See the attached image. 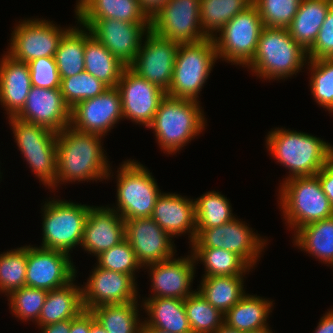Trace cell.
<instances>
[{"instance_id":"6da1fadb","label":"cell","mask_w":333,"mask_h":333,"mask_svg":"<svg viewBox=\"0 0 333 333\" xmlns=\"http://www.w3.org/2000/svg\"><path fill=\"white\" fill-rule=\"evenodd\" d=\"M102 136L79 132L70 126L57 132V177L60 184L110 179L111 167L102 147Z\"/></svg>"},{"instance_id":"7a4b0ae2","label":"cell","mask_w":333,"mask_h":333,"mask_svg":"<svg viewBox=\"0 0 333 333\" xmlns=\"http://www.w3.org/2000/svg\"><path fill=\"white\" fill-rule=\"evenodd\" d=\"M266 148L274 160L287 170V181L316 175L333 156V145L305 132L275 128L266 136Z\"/></svg>"},{"instance_id":"3957f363","label":"cell","mask_w":333,"mask_h":333,"mask_svg":"<svg viewBox=\"0 0 333 333\" xmlns=\"http://www.w3.org/2000/svg\"><path fill=\"white\" fill-rule=\"evenodd\" d=\"M200 102L166 95L160 102L152 124L157 144L166 154L179 152L199 136L206 127V117Z\"/></svg>"},{"instance_id":"277c9868","label":"cell","mask_w":333,"mask_h":333,"mask_svg":"<svg viewBox=\"0 0 333 333\" xmlns=\"http://www.w3.org/2000/svg\"><path fill=\"white\" fill-rule=\"evenodd\" d=\"M307 51L291 36L287 28L264 27L253 59L245 66L264 80L288 79L307 64Z\"/></svg>"},{"instance_id":"5b68a950","label":"cell","mask_w":333,"mask_h":333,"mask_svg":"<svg viewBox=\"0 0 333 333\" xmlns=\"http://www.w3.org/2000/svg\"><path fill=\"white\" fill-rule=\"evenodd\" d=\"M278 199L285 224L294 233L312 222L333 216V206L317 175L295 177L280 183Z\"/></svg>"},{"instance_id":"8992f818","label":"cell","mask_w":333,"mask_h":333,"mask_svg":"<svg viewBox=\"0 0 333 333\" xmlns=\"http://www.w3.org/2000/svg\"><path fill=\"white\" fill-rule=\"evenodd\" d=\"M216 60L218 58L213 38L179 44L172 81L166 95L200 102V92Z\"/></svg>"},{"instance_id":"52a82bcc","label":"cell","mask_w":333,"mask_h":333,"mask_svg":"<svg viewBox=\"0 0 333 333\" xmlns=\"http://www.w3.org/2000/svg\"><path fill=\"white\" fill-rule=\"evenodd\" d=\"M116 175L115 210L124 220L148 218L162 193L149 169L131 158L122 162Z\"/></svg>"},{"instance_id":"ba28073f","label":"cell","mask_w":333,"mask_h":333,"mask_svg":"<svg viewBox=\"0 0 333 333\" xmlns=\"http://www.w3.org/2000/svg\"><path fill=\"white\" fill-rule=\"evenodd\" d=\"M9 118L15 143L31 172L48 189H55L57 177V132L47 127L22 121L14 116Z\"/></svg>"},{"instance_id":"9c48e42d","label":"cell","mask_w":333,"mask_h":333,"mask_svg":"<svg viewBox=\"0 0 333 333\" xmlns=\"http://www.w3.org/2000/svg\"><path fill=\"white\" fill-rule=\"evenodd\" d=\"M52 199L41 208L43 239L39 247L70 254L82 243L84 223L92 206Z\"/></svg>"},{"instance_id":"30bf717a","label":"cell","mask_w":333,"mask_h":333,"mask_svg":"<svg viewBox=\"0 0 333 333\" xmlns=\"http://www.w3.org/2000/svg\"><path fill=\"white\" fill-rule=\"evenodd\" d=\"M263 28L258 8L252 3L217 32L219 37H213L217 58L245 67L255 55Z\"/></svg>"},{"instance_id":"8fae6325","label":"cell","mask_w":333,"mask_h":333,"mask_svg":"<svg viewBox=\"0 0 333 333\" xmlns=\"http://www.w3.org/2000/svg\"><path fill=\"white\" fill-rule=\"evenodd\" d=\"M11 33L6 53L22 62L29 63L42 57H54L63 35L72 27L62 28L43 18L19 21Z\"/></svg>"},{"instance_id":"7c38bea8","label":"cell","mask_w":333,"mask_h":333,"mask_svg":"<svg viewBox=\"0 0 333 333\" xmlns=\"http://www.w3.org/2000/svg\"><path fill=\"white\" fill-rule=\"evenodd\" d=\"M238 217L219 227L196 229V238L191 248H220L239 255L251 268L261 256L267 245V239L255 233Z\"/></svg>"},{"instance_id":"4fadbf2b","label":"cell","mask_w":333,"mask_h":333,"mask_svg":"<svg viewBox=\"0 0 333 333\" xmlns=\"http://www.w3.org/2000/svg\"><path fill=\"white\" fill-rule=\"evenodd\" d=\"M150 30L179 44L208 38L200 24V0H169L150 19Z\"/></svg>"},{"instance_id":"5bb4252c","label":"cell","mask_w":333,"mask_h":333,"mask_svg":"<svg viewBox=\"0 0 333 333\" xmlns=\"http://www.w3.org/2000/svg\"><path fill=\"white\" fill-rule=\"evenodd\" d=\"M120 120H123L121 95L117 87H109L100 95L75 104L70 110L69 126L105 137Z\"/></svg>"},{"instance_id":"9a60e30c","label":"cell","mask_w":333,"mask_h":333,"mask_svg":"<svg viewBox=\"0 0 333 333\" xmlns=\"http://www.w3.org/2000/svg\"><path fill=\"white\" fill-rule=\"evenodd\" d=\"M71 254L27 246L26 286L51 291L62 288L77 276Z\"/></svg>"},{"instance_id":"2e32d148","label":"cell","mask_w":333,"mask_h":333,"mask_svg":"<svg viewBox=\"0 0 333 333\" xmlns=\"http://www.w3.org/2000/svg\"><path fill=\"white\" fill-rule=\"evenodd\" d=\"M144 38L135 60L128 67L167 93L179 43L164 39L151 30Z\"/></svg>"},{"instance_id":"e0dca14e","label":"cell","mask_w":333,"mask_h":333,"mask_svg":"<svg viewBox=\"0 0 333 333\" xmlns=\"http://www.w3.org/2000/svg\"><path fill=\"white\" fill-rule=\"evenodd\" d=\"M117 88L121 95L123 120L131 119L136 125L148 129L166 92L129 67L123 70Z\"/></svg>"},{"instance_id":"ac0fdd59","label":"cell","mask_w":333,"mask_h":333,"mask_svg":"<svg viewBox=\"0 0 333 333\" xmlns=\"http://www.w3.org/2000/svg\"><path fill=\"white\" fill-rule=\"evenodd\" d=\"M85 27L127 67L135 60L143 36L150 31V23L117 19H92Z\"/></svg>"},{"instance_id":"d6986e66","label":"cell","mask_w":333,"mask_h":333,"mask_svg":"<svg viewBox=\"0 0 333 333\" xmlns=\"http://www.w3.org/2000/svg\"><path fill=\"white\" fill-rule=\"evenodd\" d=\"M87 282L81 285L82 302L85 310L107 304L137 301L138 288L130 275L93 267Z\"/></svg>"},{"instance_id":"ffe728a7","label":"cell","mask_w":333,"mask_h":333,"mask_svg":"<svg viewBox=\"0 0 333 333\" xmlns=\"http://www.w3.org/2000/svg\"><path fill=\"white\" fill-rule=\"evenodd\" d=\"M125 239L134 250L142 269L170 259L176 253L173 238L151 217L125 220Z\"/></svg>"},{"instance_id":"44dd1931","label":"cell","mask_w":333,"mask_h":333,"mask_svg":"<svg viewBox=\"0 0 333 333\" xmlns=\"http://www.w3.org/2000/svg\"><path fill=\"white\" fill-rule=\"evenodd\" d=\"M166 259L145 266L149 269L152 294L149 298H177L185 300L195 290H191V284L195 277L196 262L191 254Z\"/></svg>"},{"instance_id":"7402d4cb","label":"cell","mask_w":333,"mask_h":333,"mask_svg":"<svg viewBox=\"0 0 333 333\" xmlns=\"http://www.w3.org/2000/svg\"><path fill=\"white\" fill-rule=\"evenodd\" d=\"M70 110L60 89L32 86L25 105L14 117L61 132L70 124Z\"/></svg>"},{"instance_id":"603a6c76","label":"cell","mask_w":333,"mask_h":333,"mask_svg":"<svg viewBox=\"0 0 333 333\" xmlns=\"http://www.w3.org/2000/svg\"><path fill=\"white\" fill-rule=\"evenodd\" d=\"M107 206L92 205L84 223L79 246L95 257L125 239V220Z\"/></svg>"},{"instance_id":"cb8c5ba5","label":"cell","mask_w":333,"mask_h":333,"mask_svg":"<svg viewBox=\"0 0 333 333\" xmlns=\"http://www.w3.org/2000/svg\"><path fill=\"white\" fill-rule=\"evenodd\" d=\"M150 217L172 238L188 233L189 245L196 238L194 199L176 193L162 192Z\"/></svg>"},{"instance_id":"d4e9b609","label":"cell","mask_w":333,"mask_h":333,"mask_svg":"<svg viewBox=\"0 0 333 333\" xmlns=\"http://www.w3.org/2000/svg\"><path fill=\"white\" fill-rule=\"evenodd\" d=\"M31 87L28 63L5 53L0 59V105L8 117L22 109Z\"/></svg>"},{"instance_id":"484cf974","label":"cell","mask_w":333,"mask_h":333,"mask_svg":"<svg viewBox=\"0 0 333 333\" xmlns=\"http://www.w3.org/2000/svg\"><path fill=\"white\" fill-rule=\"evenodd\" d=\"M77 24L86 26L92 19H117L130 23H150L138 0H77Z\"/></svg>"},{"instance_id":"4316f807","label":"cell","mask_w":333,"mask_h":333,"mask_svg":"<svg viewBox=\"0 0 333 333\" xmlns=\"http://www.w3.org/2000/svg\"><path fill=\"white\" fill-rule=\"evenodd\" d=\"M141 308L147 314L142 328H158L170 333H192L183 299L145 298ZM149 318V319H148Z\"/></svg>"},{"instance_id":"83f0119b","label":"cell","mask_w":333,"mask_h":333,"mask_svg":"<svg viewBox=\"0 0 333 333\" xmlns=\"http://www.w3.org/2000/svg\"><path fill=\"white\" fill-rule=\"evenodd\" d=\"M75 280L62 288L48 291L36 325L45 326L73 319L85 310L82 290L76 285Z\"/></svg>"},{"instance_id":"f1b7e54d","label":"cell","mask_w":333,"mask_h":333,"mask_svg":"<svg viewBox=\"0 0 333 333\" xmlns=\"http://www.w3.org/2000/svg\"><path fill=\"white\" fill-rule=\"evenodd\" d=\"M333 5V0H301L297 13L287 28L290 36L306 51L313 45Z\"/></svg>"},{"instance_id":"f546056e","label":"cell","mask_w":333,"mask_h":333,"mask_svg":"<svg viewBox=\"0 0 333 333\" xmlns=\"http://www.w3.org/2000/svg\"><path fill=\"white\" fill-rule=\"evenodd\" d=\"M85 71L108 87H117L123 70L127 67L116 58L90 30L85 27Z\"/></svg>"},{"instance_id":"4dcf8cb0","label":"cell","mask_w":333,"mask_h":333,"mask_svg":"<svg viewBox=\"0 0 333 333\" xmlns=\"http://www.w3.org/2000/svg\"><path fill=\"white\" fill-rule=\"evenodd\" d=\"M293 236L298 249L333 267V216L307 224Z\"/></svg>"},{"instance_id":"1f68e13d","label":"cell","mask_w":333,"mask_h":333,"mask_svg":"<svg viewBox=\"0 0 333 333\" xmlns=\"http://www.w3.org/2000/svg\"><path fill=\"white\" fill-rule=\"evenodd\" d=\"M273 301L246 293L224 314V323L243 332L265 328Z\"/></svg>"},{"instance_id":"d6a6232c","label":"cell","mask_w":333,"mask_h":333,"mask_svg":"<svg viewBox=\"0 0 333 333\" xmlns=\"http://www.w3.org/2000/svg\"><path fill=\"white\" fill-rule=\"evenodd\" d=\"M243 277L246 276L202 277L197 291L214 308L225 314L246 294Z\"/></svg>"},{"instance_id":"836d02e7","label":"cell","mask_w":333,"mask_h":333,"mask_svg":"<svg viewBox=\"0 0 333 333\" xmlns=\"http://www.w3.org/2000/svg\"><path fill=\"white\" fill-rule=\"evenodd\" d=\"M137 301L107 304L90 311L107 333H141L143 321L139 317Z\"/></svg>"},{"instance_id":"e575fe53","label":"cell","mask_w":333,"mask_h":333,"mask_svg":"<svg viewBox=\"0 0 333 333\" xmlns=\"http://www.w3.org/2000/svg\"><path fill=\"white\" fill-rule=\"evenodd\" d=\"M195 262H202L204 276H245L251 267L236 253L220 248H191Z\"/></svg>"},{"instance_id":"d590c367","label":"cell","mask_w":333,"mask_h":333,"mask_svg":"<svg viewBox=\"0 0 333 333\" xmlns=\"http://www.w3.org/2000/svg\"><path fill=\"white\" fill-rule=\"evenodd\" d=\"M84 53L85 27L76 24L63 35L54 56L60 78L85 71Z\"/></svg>"},{"instance_id":"8d00e7d4","label":"cell","mask_w":333,"mask_h":333,"mask_svg":"<svg viewBox=\"0 0 333 333\" xmlns=\"http://www.w3.org/2000/svg\"><path fill=\"white\" fill-rule=\"evenodd\" d=\"M253 0H200V24L203 32L210 38L244 11Z\"/></svg>"},{"instance_id":"74e56055","label":"cell","mask_w":333,"mask_h":333,"mask_svg":"<svg viewBox=\"0 0 333 333\" xmlns=\"http://www.w3.org/2000/svg\"><path fill=\"white\" fill-rule=\"evenodd\" d=\"M194 200L196 229L219 227L236 218L229 199L218 191H208Z\"/></svg>"},{"instance_id":"f35d334b","label":"cell","mask_w":333,"mask_h":333,"mask_svg":"<svg viewBox=\"0 0 333 333\" xmlns=\"http://www.w3.org/2000/svg\"><path fill=\"white\" fill-rule=\"evenodd\" d=\"M192 333H213L224 323V314L214 308L198 291L184 300Z\"/></svg>"},{"instance_id":"ab89813d","label":"cell","mask_w":333,"mask_h":333,"mask_svg":"<svg viewBox=\"0 0 333 333\" xmlns=\"http://www.w3.org/2000/svg\"><path fill=\"white\" fill-rule=\"evenodd\" d=\"M27 245L0 254V294L26 286Z\"/></svg>"},{"instance_id":"60d3db41","label":"cell","mask_w":333,"mask_h":333,"mask_svg":"<svg viewBox=\"0 0 333 333\" xmlns=\"http://www.w3.org/2000/svg\"><path fill=\"white\" fill-rule=\"evenodd\" d=\"M310 91L313 99L327 111L333 113V58L308 60ZM309 66V67H308Z\"/></svg>"},{"instance_id":"b9f144b4","label":"cell","mask_w":333,"mask_h":333,"mask_svg":"<svg viewBox=\"0 0 333 333\" xmlns=\"http://www.w3.org/2000/svg\"><path fill=\"white\" fill-rule=\"evenodd\" d=\"M108 88L106 84L86 71L61 78L60 83L63 99L70 108L80 101L100 95Z\"/></svg>"},{"instance_id":"7bdbcfd3","label":"cell","mask_w":333,"mask_h":333,"mask_svg":"<svg viewBox=\"0 0 333 333\" xmlns=\"http://www.w3.org/2000/svg\"><path fill=\"white\" fill-rule=\"evenodd\" d=\"M48 291L24 286L13 291L7 297L12 316L23 322H37Z\"/></svg>"},{"instance_id":"ee69618b","label":"cell","mask_w":333,"mask_h":333,"mask_svg":"<svg viewBox=\"0 0 333 333\" xmlns=\"http://www.w3.org/2000/svg\"><path fill=\"white\" fill-rule=\"evenodd\" d=\"M96 259L97 267L125 273L130 275L135 281L137 278L136 272L142 268L138 263L134 250L126 239L109 250L101 252L96 256Z\"/></svg>"},{"instance_id":"f6af8a7d","label":"cell","mask_w":333,"mask_h":333,"mask_svg":"<svg viewBox=\"0 0 333 333\" xmlns=\"http://www.w3.org/2000/svg\"><path fill=\"white\" fill-rule=\"evenodd\" d=\"M301 0H253L264 27L288 28Z\"/></svg>"},{"instance_id":"bcb514c9","label":"cell","mask_w":333,"mask_h":333,"mask_svg":"<svg viewBox=\"0 0 333 333\" xmlns=\"http://www.w3.org/2000/svg\"><path fill=\"white\" fill-rule=\"evenodd\" d=\"M31 85L40 88L60 89L61 78L54 57H42L28 63Z\"/></svg>"},{"instance_id":"7dc6e473","label":"cell","mask_w":333,"mask_h":333,"mask_svg":"<svg viewBox=\"0 0 333 333\" xmlns=\"http://www.w3.org/2000/svg\"><path fill=\"white\" fill-rule=\"evenodd\" d=\"M308 60L333 58V5L318 32L313 45L307 50Z\"/></svg>"},{"instance_id":"c3c4849f","label":"cell","mask_w":333,"mask_h":333,"mask_svg":"<svg viewBox=\"0 0 333 333\" xmlns=\"http://www.w3.org/2000/svg\"><path fill=\"white\" fill-rule=\"evenodd\" d=\"M316 175L319 178L322 191L326 194L330 204L333 206V156Z\"/></svg>"},{"instance_id":"681fc988","label":"cell","mask_w":333,"mask_h":333,"mask_svg":"<svg viewBox=\"0 0 333 333\" xmlns=\"http://www.w3.org/2000/svg\"><path fill=\"white\" fill-rule=\"evenodd\" d=\"M90 327V310H83L77 317L70 319V333H90Z\"/></svg>"},{"instance_id":"f907efd6","label":"cell","mask_w":333,"mask_h":333,"mask_svg":"<svg viewBox=\"0 0 333 333\" xmlns=\"http://www.w3.org/2000/svg\"><path fill=\"white\" fill-rule=\"evenodd\" d=\"M141 9L151 19L152 16L169 0H138Z\"/></svg>"},{"instance_id":"816d5d0a","label":"cell","mask_w":333,"mask_h":333,"mask_svg":"<svg viewBox=\"0 0 333 333\" xmlns=\"http://www.w3.org/2000/svg\"><path fill=\"white\" fill-rule=\"evenodd\" d=\"M38 327L40 333H70V319Z\"/></svg>"},{"instance_id":"f5cc1de1","label":"cell","mask_w":333,"mask_h":333,"mask_svg":"<svg viewBox=\"0 0 333 333\" xmlns=\"http://www.w3.org/2000/svg\"><path fill=\"white\" fill-rule=\"evenodd\" d=\"M317 325L314 333H333V309L328 310Z\"/></svg>"},{"instance_id":"db71d44e","label":"cell","mask_w":333,"mask_h":333,"mask_svg":"<svg viewBox=\"0 0 333 333\" xmlns=\"http://www.w3.org/2000/svg\"><path fill=\"white\" fill-rule=\"evenodd\" d=\"M90 333H107L102 325L95 319L94 314L91 312V327Z\"/></svg>"},{"instance_id":"11a10c76","label":"cell","mask_w":333,"mask_h":333,"mask_svg":"<svg viewBox=\"0 0 333 333\" xmlns=\"http://www.w3.org/2000/svg\"><path fill=\"white\" fill-rule=\"evenodd\" d=\"M213 333H245L233 327H230L226 323H223L220 327H218Z\"/></svg>"},{"instance_id":"9f6ffc18","label":"cell","mask_w":333,"mask_h":333,"mask_svg":"<svg viewBox=\"0 0 333 333\" xmlns=\"http://www.w3.org/2000/svg\"><path fill=\"white\" fill-rule=\"evenodd\" d=\"M141 333H170L158 328H142Z\"/></svg>"},{"instance_id":"6f0895ef","label":"cell","mask_w":333,"mask_h":333,"mask_svg":"<svg viewBox=\"0 0 333 333\" xmlns=\"http://www.w3.org/2000/svg\"><path fill=\"white\" fill-rule=\"evenodd\" d=\"M269 328H270V326H267L265 328H260V329L252 330V331L245 332V333H273V331Z\"/></svg>"}]
</instances>
